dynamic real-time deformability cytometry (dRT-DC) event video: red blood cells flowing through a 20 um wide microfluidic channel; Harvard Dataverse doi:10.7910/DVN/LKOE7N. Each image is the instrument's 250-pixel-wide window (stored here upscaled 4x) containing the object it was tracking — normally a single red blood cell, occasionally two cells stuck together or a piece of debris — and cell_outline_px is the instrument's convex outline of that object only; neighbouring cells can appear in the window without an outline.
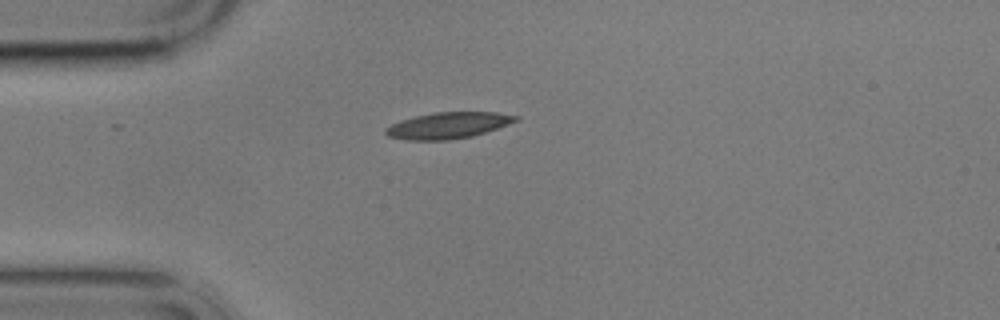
{"species": "common noctule bat (a hibernating species)", "species_latin": "Nyctalus noctula", "temperature_condition": "cold", "stored_images_in_passage": 12, "camera_frame_rate_fps": 3000, "um_per_image_px": 0.085, "animal": {"sex": "male", "body_mass_g": 17.9}, "frame": {"image": 1, "passage_image": 1, "time_ms": 0.0, "image_size_px": [1000, 320], "cell_outline_px": [[520, 120], [472, 136], [448, 140], [404, 140], [388, 136], [384, 132], [384, 128], [400, 120], [416, 116], [436, 112], [496, 112], [520, 116]], "centroid_in_image_um": [38.07, 10.66], "position_along_channel_um": 46.9, "area_um2": 19.88}}
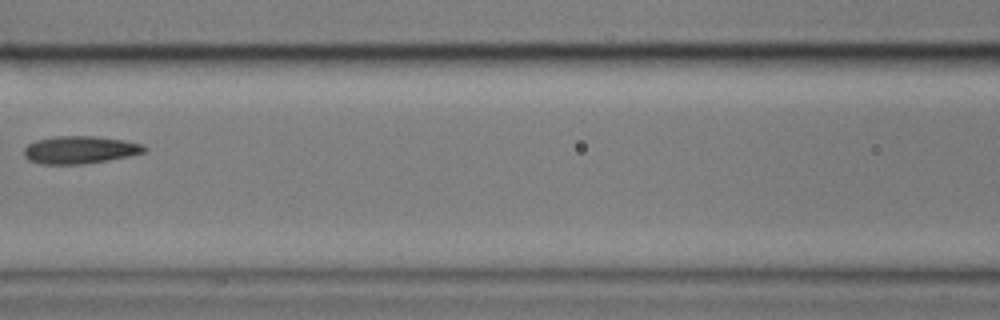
{"frame": {"image": 2, "passage_image": 4, "time_ms": 3.667, "image_size_px": [1000, 320], "cell_outline_px": [[148, 148], [144, 152], [132, 156], [84, 164], [40, 164], [28, 160], [24, 156], [24, 148], [28, 144], [36, 140], [56, 136], [92, 136], [124, 140], [144, 144]], "centroid_in_image_um": [6.81, 12.74], "position_along_channel_um": 159.8, "area_um2": 19.54}}
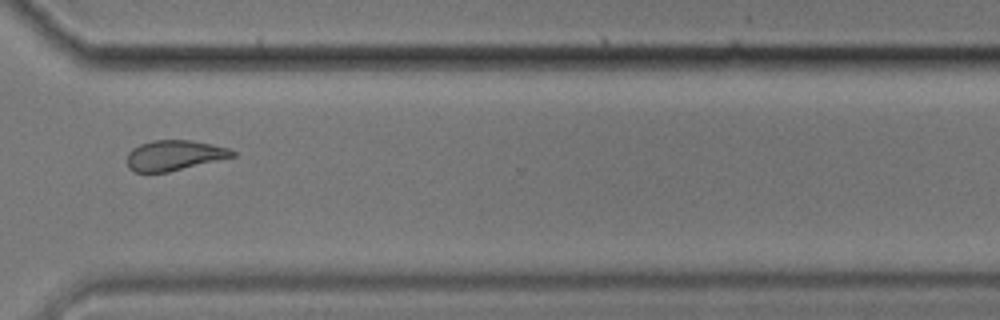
{"frame": {"image": 3, "passage_image": 9, "time_ms": 9.333, "image_size_px": [1000, 320], "cell_outline_px": [[236, 156], [168, 172], [132, 172], [128, 168], [128, 152], [132, 148], [140, 144], [152, 140], [192, 140], [212, 144], [228, 148], [236, 152]], "centroid_in_image_um": [14.81, 13.2], "position_along_channel_um": 355.8, "area_um2": 18.61}, "authors_computed_cell_mechanics": {"area_um2": 19.941, "velocity_mm_per_s": 3.4726, "shape_relaxation_time_tau1_ms": 4.705, "shape_relaxation_time_tau2_ms": 3.6175, "deformation_change_tau1": 0.1352, "deformation_change_tau2": 0.1079}}